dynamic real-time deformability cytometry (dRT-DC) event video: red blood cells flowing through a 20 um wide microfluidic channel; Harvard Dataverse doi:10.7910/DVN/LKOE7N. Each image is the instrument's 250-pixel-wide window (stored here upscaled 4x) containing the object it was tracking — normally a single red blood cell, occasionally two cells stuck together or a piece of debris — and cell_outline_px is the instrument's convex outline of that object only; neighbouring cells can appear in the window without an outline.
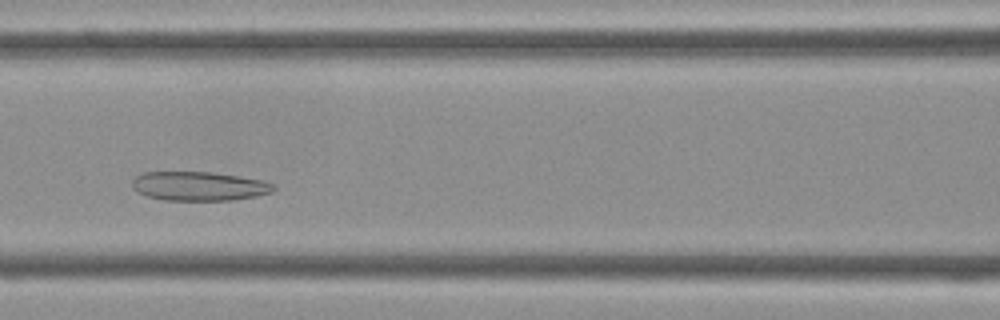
{"species": "Egyptian fruit bat (a non-hibernating species)", "species_latin": "Rousettus aegyptiacus", "temperature_condition": "cold", "stored_images_in_passage": 39, "camera_frame_rate_fps": 3000, "um_per_image_px": 0.085, "frame": {"image": 1, "passage_image": 13, "time_ms": 4.0, "image_size_px": [1000, 320], "cell_outline_px": [[276, 188], [272, 192], [256, 196], [236, 200], [164, 200], [148, 196], [132, 188], [132, 180], [136, 176], [144, 172], [212, 172], [264, 180], [276, 184]], "centroid_in_image_um": [16.97, 15.82], "position_along_channel_um": 149.6, "area_um2": 24.04}}
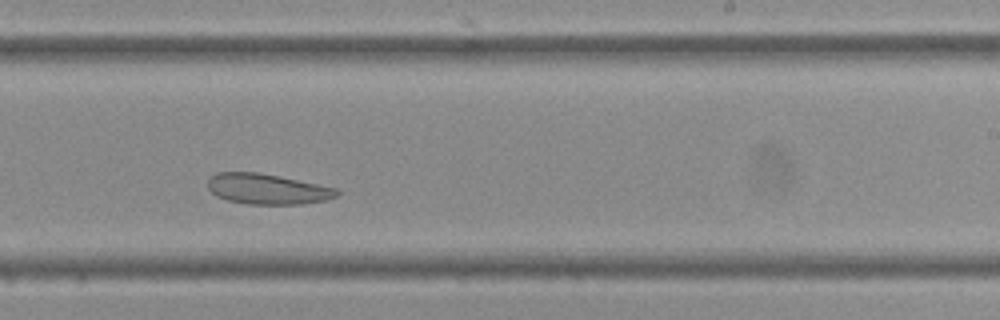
{"frame": {"image": 2, "passage_image": 21, "time_ms": 6.667, "image_size_px": [1000, 320], "cell_outline_px": [[340, 192], [336, 196], [324, 200], [300, 204], [248, 204], [228, 200], [216, 196], [208, 188], [208, 180], [216, 172], [260, 172], [336, 188]], "centroid_in_image_um": [22.69, 16.06], "position_along_channel_um": 266.3, "area_um2": 22.72}}
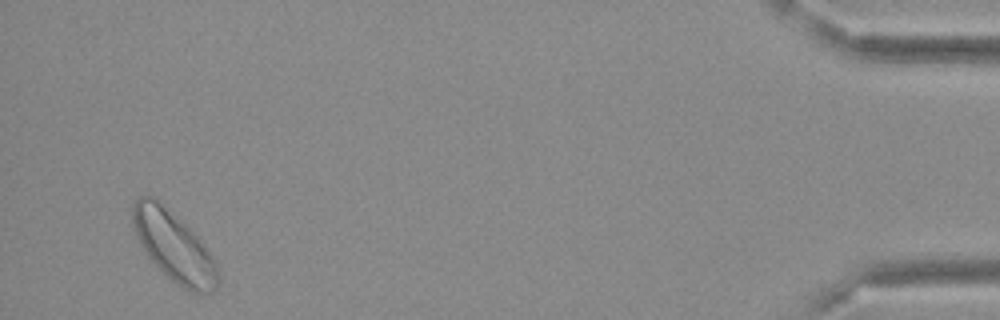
{"frame": {"image": 3, "passage_image": 37, "time_ms": 12.0, "image_size_px": [1000, 320], "cell_outline_px": [[220, 280], [216, 288], [212, 292], [192, 292], [176, 284], [148, 256], [140, 244], [136, 236], [132, 224], [132, 204], [140, 196], [152, 196], [188, 224], [216, 260]], "centroid_in_image_um": [14.79, 20.93], "position_along_channel_um": 420.4, "area_um2": 34.8}}